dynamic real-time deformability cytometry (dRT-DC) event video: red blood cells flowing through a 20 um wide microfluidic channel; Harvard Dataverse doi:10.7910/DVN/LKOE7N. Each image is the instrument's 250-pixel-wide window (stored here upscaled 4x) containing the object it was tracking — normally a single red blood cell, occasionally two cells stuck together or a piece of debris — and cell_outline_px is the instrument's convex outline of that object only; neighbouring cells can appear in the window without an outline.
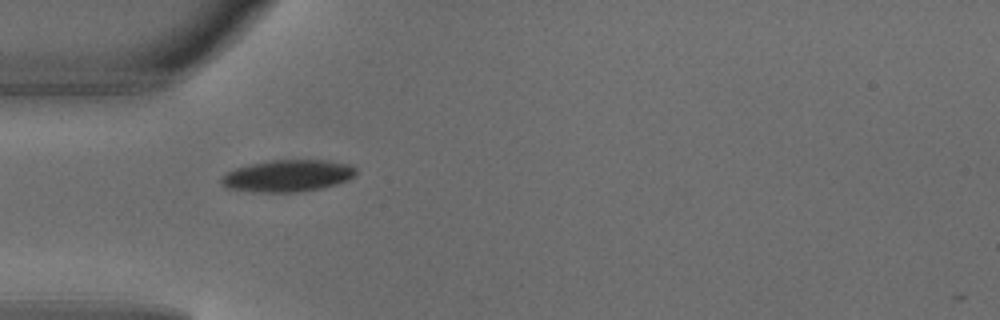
{"species": "common noctule bat (a hibernating species)", "species_latin": "Nyctalus noctula", "temperature_condition": "warm", "stored_images_in_passage": 2, "camera_frame_rate_fps": 3000, "um_per_image_px": 0.085, "animal": {"sex": "male", "body_mass_g": 18.8}, "frame": {"image": 1, "passage_image": 1, "time_ms": 0.0, "image_size_px": [1000, 320], "cell_outline_px": [[356, 172], [348, 180], [336, 184], [320, 188], [300, 192], [252, 192], [228, 188], [220, 180], [220, 176], [224, 172], [236, 168], [252, 164], [272, 160], [324, 160], [352, 164], [356, 168]], "centroid_in_image_um": [24.44, 14.94], "position_along_channel_um": 60.6, "area_um2": 25.03}}
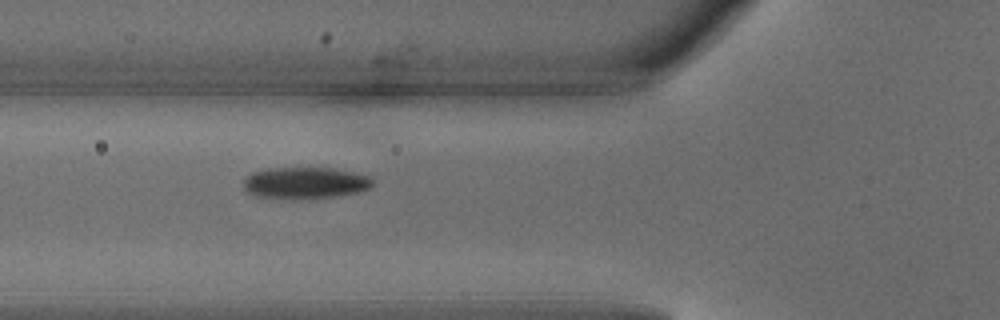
{"frame": {"image": 2, "passage_image": 2, "time_ms": 0.333, "image_size_px": [1000, 320], "cell_outline_px": [[372, 184], [368, 188], [356, 192], [336, 196], [292, 200], [252, 196], [244, 192], [244, 180], [252, 172], [268, 168], [332, 168], [352, 172], [368, 176], [372, 180]], "centroid_in_image_um": [25.84, 15.56], "position_along_channel_um": 100.0, "area_um2": 23.93}}